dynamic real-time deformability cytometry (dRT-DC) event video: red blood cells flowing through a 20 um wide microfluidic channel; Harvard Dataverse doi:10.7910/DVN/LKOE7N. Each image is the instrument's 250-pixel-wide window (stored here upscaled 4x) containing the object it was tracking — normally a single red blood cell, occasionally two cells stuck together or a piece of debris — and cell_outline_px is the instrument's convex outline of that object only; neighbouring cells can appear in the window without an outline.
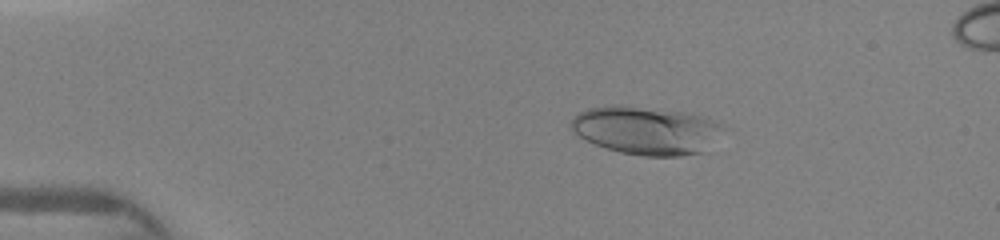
{"species": "human", "species_latin": "Homo sapiens", "temperature_condition": "warm", "stored_images_in_passage": 45, "camera_frame_rate_fps": 3000, "um_per_image_px": 0.085, "donor": {"sex": "female"}, "frame": {"image": 1, "passage_image": 8, "time_ms": 2.333, "image_size_px": [1000, 240], "cell_outline_px": [[720, 128], [708, 152], [680, 156], [644, 156], [620, 152], [604, 148], [576, 136], [568, 124], [580, 112], [588, 108], [612, 104], [620, 104], [684, 112], [700, 116], [712, 120], [720, 124]], "centroid_in_image_um": [54.85, 11.09], "position_along_channel_um": 30.1, "area_um2": 42.77}}
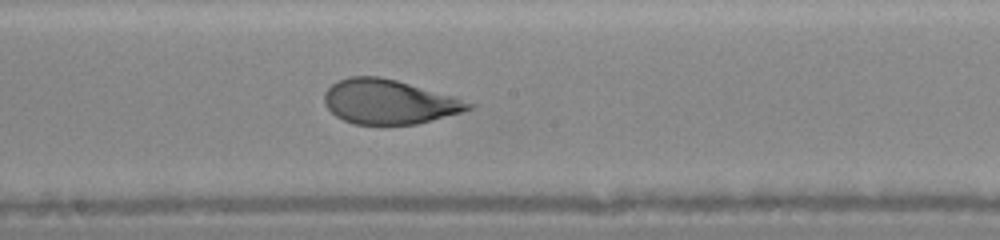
{"frame": {"image": 2, "passage_image": 25, "time_ms": 8.0, "image_size_px": [1000, 240], "cell_outline_px": [[476, 104], [472, 108], [460, 112], [432, 120], [416, 124], [352, 124], [336, 116], [324, 104], [324, 92], [336, 80], [348, 76], [380, 76], [396, 80], [456, 96]], "centroid_in_image_um": [33.06, 8.64], "position_along_channel_um": 215.1, "area_um2": 37.51}}
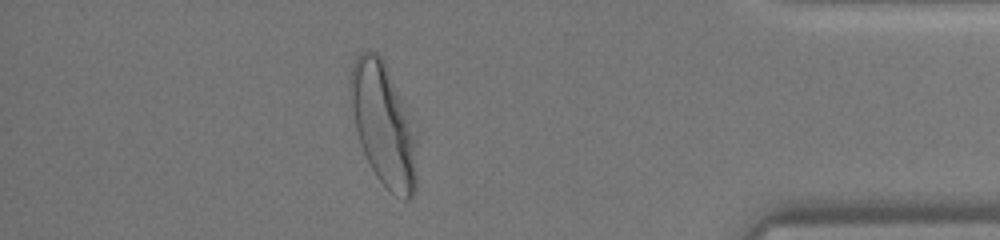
{"frame": {"image": 3, "passage_image": 40, "time_ms": 13.0, "image_size_px": [1000, 240], "cell_outline_px": [[416, 192], [408, 200], [404, 200], [396, 196], [376, 176], [360, 144], [356, 132], [348, 96], [348, 80], [352, 64], [356, 56], [360, 52], [368, 48], [376, 52], [384, 60], [400, 100], [416, 144]], "centroid_in_image_um": [32.5, 10.56], "position_along_channel_um": 402.7, "area_um2": 46.76}}